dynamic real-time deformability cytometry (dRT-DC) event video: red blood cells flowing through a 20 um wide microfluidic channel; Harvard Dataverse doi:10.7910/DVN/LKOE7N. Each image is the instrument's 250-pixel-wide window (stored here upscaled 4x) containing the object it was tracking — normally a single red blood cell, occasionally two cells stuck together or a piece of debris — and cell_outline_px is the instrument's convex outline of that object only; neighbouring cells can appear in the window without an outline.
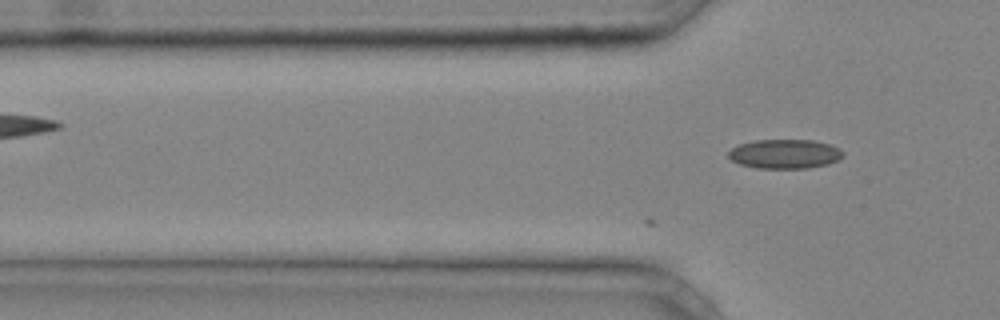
{"species": "common noctule bat (a hibernating species)", "species_latin": "Nyctalus noctula", "temperature_condition": "cold", "stored_images_in_passage": 2, "camera_frame_rate_fps": 3000, "um_per_image_px": 0.085, "animal": {"sex": "male", "body_mass_g": 20.4}, "frame": {"image": 1, "passage_image": 2, "time_ms": 0.333, "image_size_px": [1000, 320], "cell_outline_px": [[844, 156], [840, 160], [828, 164], [808, 168], [756, 168], [740, 164], [732, 160], [728, 156], [728, 152], [732, 148], [740, 144], [752, 140], [812, 140], [828, 144], [840, 148], [844, 152]], "centroid_in_image_um": [66.73, 13.08], "position_along_channel_um": 59.1, "area_um2": 19.65}}